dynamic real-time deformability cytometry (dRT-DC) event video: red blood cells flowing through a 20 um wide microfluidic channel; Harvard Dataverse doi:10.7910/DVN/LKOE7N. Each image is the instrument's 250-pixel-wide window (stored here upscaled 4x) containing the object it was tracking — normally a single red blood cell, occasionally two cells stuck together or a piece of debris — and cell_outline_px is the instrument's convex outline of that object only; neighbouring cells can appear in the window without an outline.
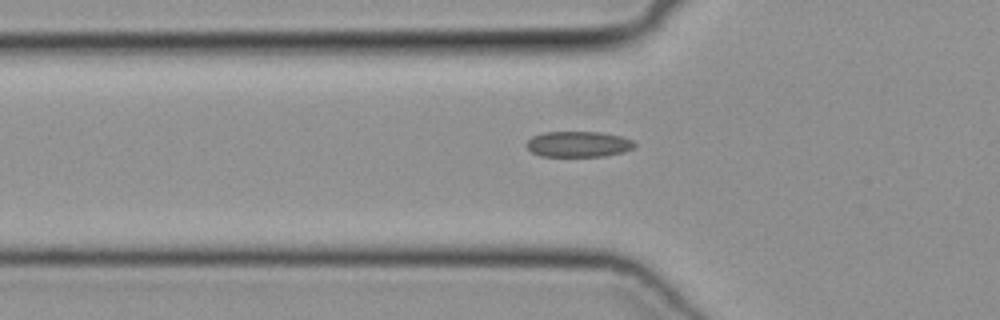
{"species": "common noctule bat (a hibernating species)", "species_latin": "Nyctalus noctula", "temperature_condition": "cold", "stored_images_in_passage": 35, "camera_frame_rate_fps": 3000, "um_per_image_px": 0.085, "animal": {"sex": "female", "body_mass_g": 19.3, "forearm_length_mm": 54.1}, "frame": {"image": 1, "passage_image": 2, "time_ms": 0.333, "image_size_px": [1000, 320], "cell_outline_px": [[636, 144], [632, 148], [624, 152], [604, 156], [540, 156], [532, 152], [524, 144], [532, 136], [544, 132], [600, 132], [620, 136], [632, 140]], "centroid_in_image_um": [49.14, 12.25], "position_along_channel_um": 76.7, "area_um2": 16.18}}
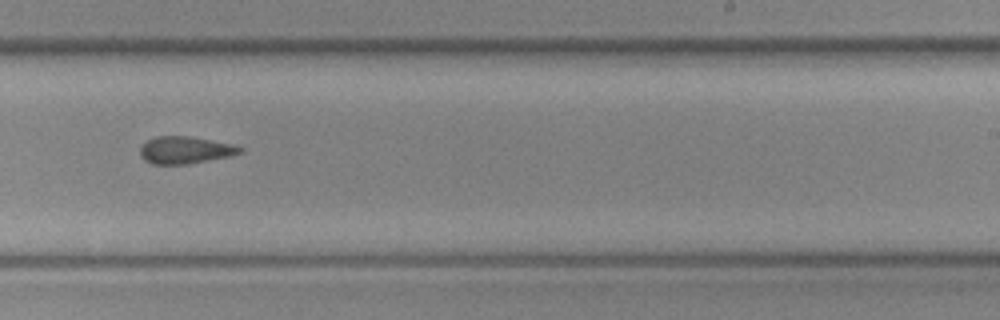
{"frame": {"image": 2, "passage_image": 16, "time_ms": 5.0, "image_size_px": [1000, 320], "cell_outline_px": [[244, 148], [240, 152], [228, 156], [188, 164], [152, 164], [144, 160], [140, 156], [140, 148], [148, 140], [156, 136], [188, 136], [236, 144]], "centroid_in_image_um": [15.73, 12.75], "position_along_channel_um": 273.3, "area_um2": 15.78}}
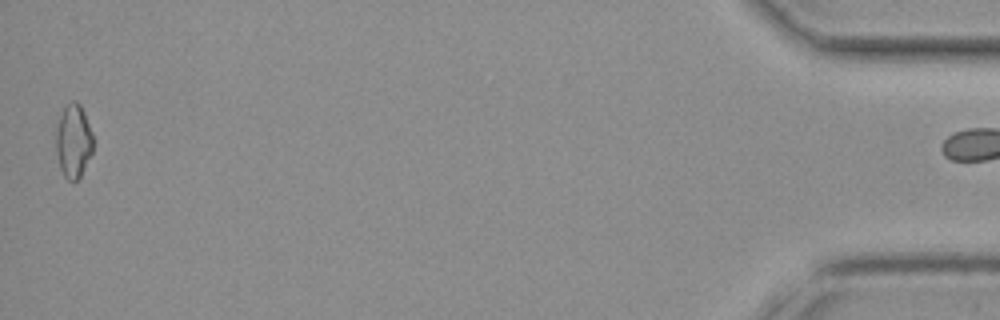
{"frame": {"image": 3, "passage_image": 34, "time_ms": 11.0, "image_size_px": [1000, 320], "cell_outline_px": [[92, 152], [80, 176], [76, 180], [68, 180], [64, 176], [60, 168], [56, 152], [56, 128], [60, 116], [64, 108], [72, 100], [76, 100], [80, 104], [84, 112], [92, 132]], "centroid_in_image_um": [6.23, 11.97], "position_along_channel_um": 429.0, "area_um2": 15.72}}